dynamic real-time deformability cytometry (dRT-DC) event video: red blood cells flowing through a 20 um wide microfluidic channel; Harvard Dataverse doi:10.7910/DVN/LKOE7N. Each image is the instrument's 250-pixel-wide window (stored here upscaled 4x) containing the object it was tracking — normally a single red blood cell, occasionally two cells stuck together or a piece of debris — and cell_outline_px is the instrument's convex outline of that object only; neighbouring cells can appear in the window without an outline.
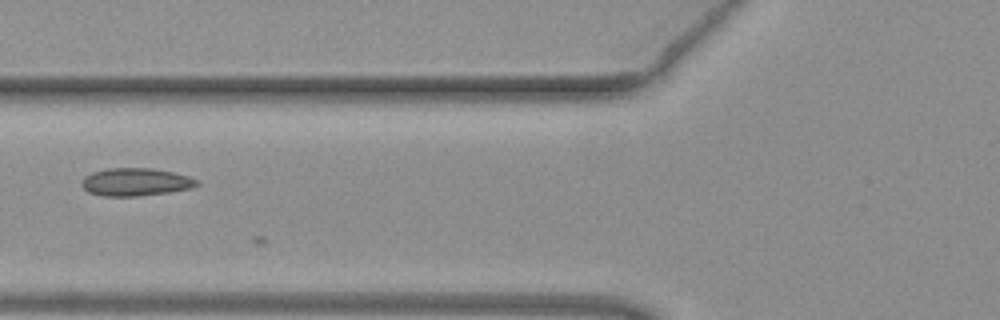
{"species": "common noctule bat (a hibernating species)", "species_latin": "Nyctalus noctula", "temperature_condition": "warm", "stored_images_in_passage": 9, "camera_frame_rate_fps": 3000, "um_per_image_px": 0.085, "animal": {"sex": "female", "body_mass_g": 19.3, "forearm_length_mm": 54.1}, "frame": {"image": 1, "passage_image": 3, "time_ms": 0.667, "image_size_px": [1000, 320], "cell_outline_px": [[200, 184], [192, 188], [168, 192], [136, 196], [104, 196], [88, 192], [80, 184], [84, 176], [92, 172], [108, 168], [152, 168], [172, 172], [188, 176], [200, 180]], "centroid_in_image_um": [11.53, 15.46], "position_along_channel_um": 114.3, "area_um2": 18.73}}
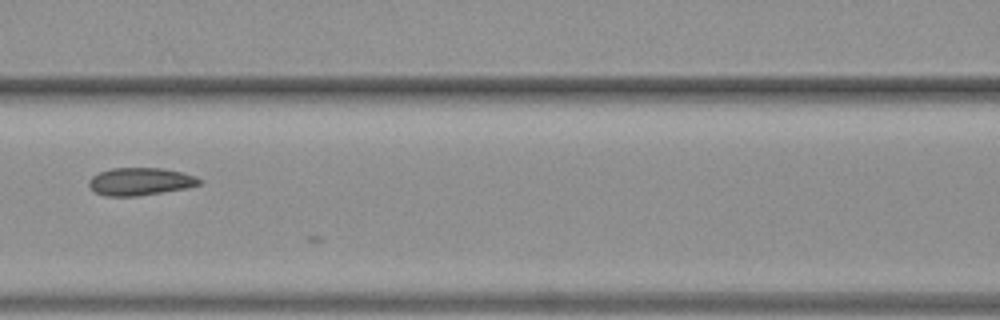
{"frame": {"image": 2, "passage_image": 6, "time_ms": 1.667, "image_size_px": [1000, 320], "cell_outline_px": [[204, 180], [200, 184], [188, 188], [136, 196], [108, 196], [96, 192], [88, 184], [88, 180], [92, 176], [100, 172], [112, 168], [164, 168], [196, 176]], "centroid_in_image_um": [11.95, 15.42], "position_along_channel_um": 154.6, "area_um2": 17.74}}